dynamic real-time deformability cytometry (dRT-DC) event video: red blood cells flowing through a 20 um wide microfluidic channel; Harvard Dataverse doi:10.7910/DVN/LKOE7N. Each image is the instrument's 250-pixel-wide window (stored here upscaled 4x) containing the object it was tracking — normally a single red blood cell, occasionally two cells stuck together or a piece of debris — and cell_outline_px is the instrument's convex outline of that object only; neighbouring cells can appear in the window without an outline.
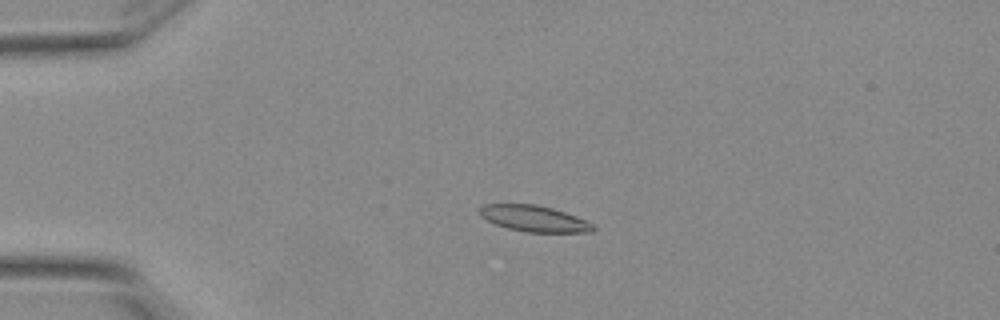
{"species": "Egyptian fruit bat (a non-hibernating species)", "species_latin": "Rousettus aegyptiacus", "temperature_condition": "warm", "stored_images_in_passage": 54, "camera_frame_rate_fps": 3000, "um_per_image_px": 0.085, "animal": {"sex": "female"}, "frame": {"image": 1, "passage_image": 13, "time_ms": 4.0, "image_size_px": [1000, 320], "cell_outline_px": [[596, 228], [592, 232], [528, 232], [508, 228], [496, 224], [480, 216], [480, 208], [484, 204], [536, 204], [552, 208], [588, 220], [596, 224]], "centroid_in_image_um": [45.46, 18.58], "position_along_channel_um": 39.5, "area_um2": 17.28}}
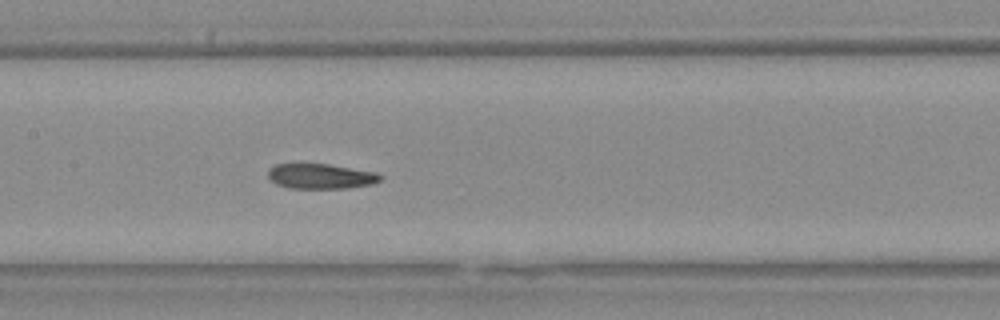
{"frame": {"image": 2, "passage_image": 27, "time_ms": 8.667, "image_size_px": [1000, 320], "cell_outline_px": [[384, 176], [380, 180], [372, 184], [348, 188], [288, 188], [276, 184], [268, 176], [268, 168], [276, 164], [328, 164], [376, 172]], "centroid_in_image_um": [27.27, 14.98], "position_along_channel_um": 180.1, "area_um2": 16.42}}
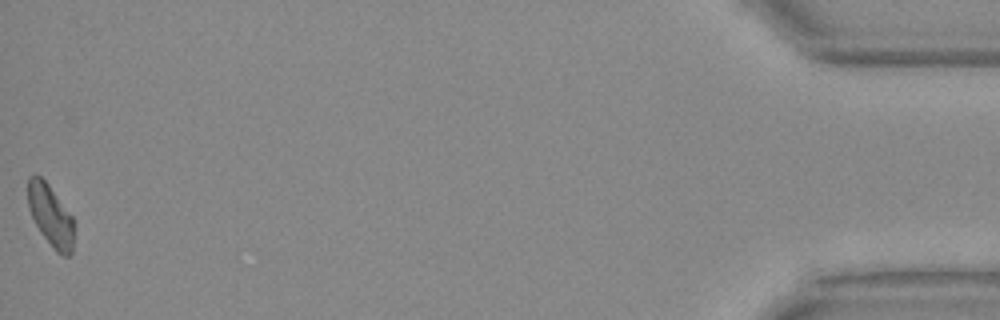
{"frame": {"image": 3, "passage_image": 54, "time_ms": 17.667, "image_size_px": [1000, 320], "cell_outline_px": [[72, 252], [68, 256], [64, 256], [56, 252], [40, 232], [28, 208], [28, 176], [40, 176], [48, 184], [72, 216]], "centroid_in_image_um": [4.27, 18.32], "position_along_channel_um": 430.9, "area_um2": 16.13}, "authors_computed_cell_mechanics": {"area_um2": 17.1377, "velocity_mm_per_s": 3.8279, "shape_relaxation_time_tau1_ms": null, "shape_relaxation_time_tau2_ms": 8.3568, "deformation_change_tau1": null, "deformation_change_tau2": 0.1008}}